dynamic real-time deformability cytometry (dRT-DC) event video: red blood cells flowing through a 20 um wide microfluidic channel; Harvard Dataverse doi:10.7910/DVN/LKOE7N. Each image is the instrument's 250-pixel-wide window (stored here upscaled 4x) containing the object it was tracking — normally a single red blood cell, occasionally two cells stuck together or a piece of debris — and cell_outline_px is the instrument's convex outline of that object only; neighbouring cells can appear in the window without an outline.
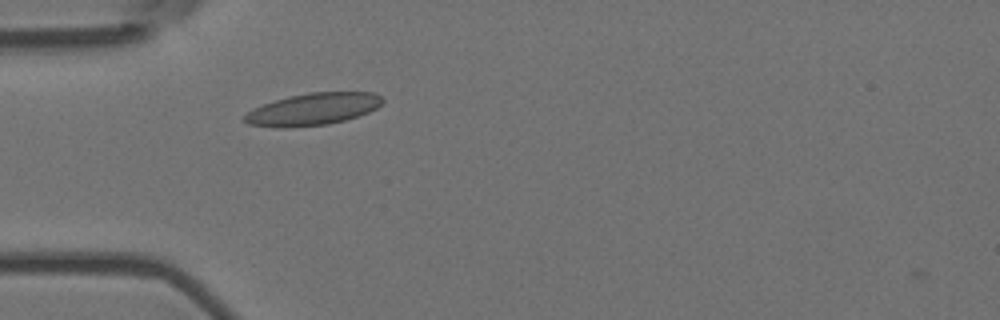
{"species": "Egyptian fruit bat (a non-hibernating species)", "species_latin": "Rousettus aegyptiacus", "temperature_condition": "room temperature", "stored_images_in_passage": 40, "camera_frame_rate_fps": 3000, "um_per_image_px": 0.085, "animal": {"sex": "female"}, "frame": {"image": 1, "passage_image": 1, "time_ms": 0.0, "image_size_px": [1000, 320], "cell_outline_px": [[384, 100], [376, 108], [368, 112], [344, 120], [328, 124], [280, 128], [276, 128], [248, 124], [240, 120], [248, 112], [264, 104], [288, 96], [308, 92], [376, 92]], "centroid_in_image_um": [26.58, 9.28], "position_along_channel_um": 58.4, "area_um2": 25.66}}
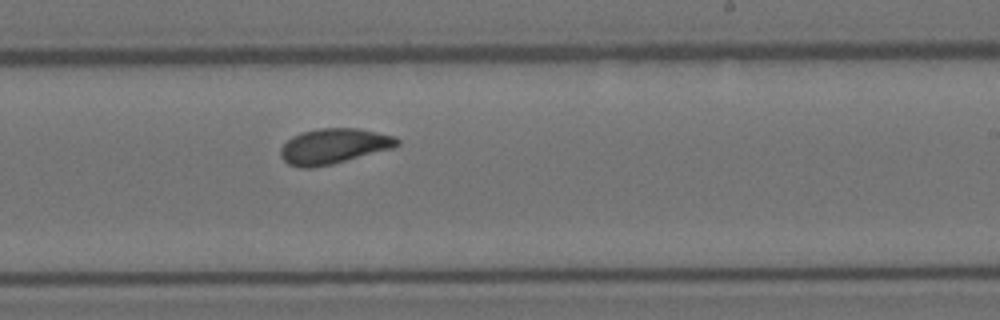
{"frame": {"image": 2, "passage_image": 18, "time_ms": 5.667, "image_size_px": [1000, 320], "cell_outline_px": [[400, 144], [392, 148], [332, 164], [312, 168], [300, 168], [288, 164], [280, 156], [280, 148], [292, 136], [300, 132], [320, 128], [356, 128], [396, 136], [400, 140]], "centroid_in_image_um": [28.35, 12.42], "position_along_channel_um": 260.7, "area_um2": 23.99}}
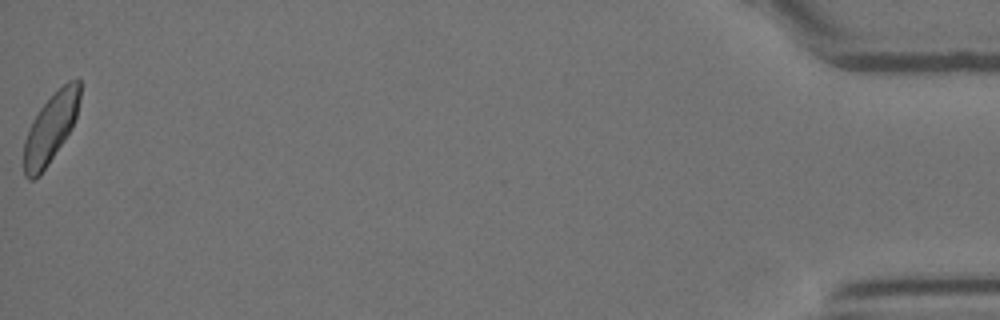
{"frame": {"image": 3, "passage_image": 40, "time_ms": 13.0, "image_size_px": [1000, 320], "cell_outline_px": [[80, 100], [76, 116], [72, 128], [40, 176], [36, 180], [28, 180], [24, 176], [24, 140], [32, 120], [40, 108], [68, 80], [80, 80]], "centroid_in_image_um": [4.29, 10.94], "position_along_channel_um": 430.9, "area_um2": 22.43}, "authors_computed_cell_mechanics": {"area_um2": 23.4668, "velocity_mm_per_s": 3.6482, "shape_relaxation_time_tau1_ms": 3.8876, "shape_relaxation_time_tau2_ms": 1.697, "deformation_change_tau1": 0.1184, "deformation_change_tau2": 0.0718}}